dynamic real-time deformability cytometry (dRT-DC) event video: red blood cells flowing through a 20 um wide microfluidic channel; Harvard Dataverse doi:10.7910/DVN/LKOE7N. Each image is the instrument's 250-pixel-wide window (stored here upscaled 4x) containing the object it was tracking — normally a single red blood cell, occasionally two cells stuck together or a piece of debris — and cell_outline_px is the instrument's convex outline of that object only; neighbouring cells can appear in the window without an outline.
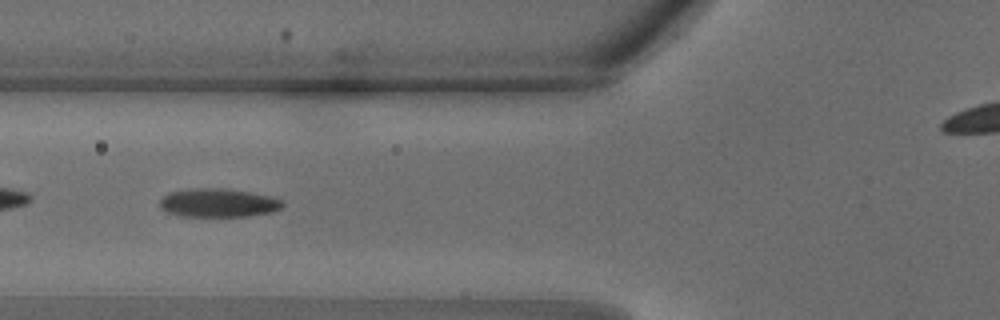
{"species": "common noctule bat (a hibernating species)", "species_latin": "Nyctalus noctula", "temperature_condition": "warm", "stored_images_in_passage": 30, "camera_frame_rate_fps": 3000, "um_per_image_px": 0.085, "animal": {"sex": "male", "body_mass_g": 18.8}, "frame": {"image": 1, "passage_image": 9, "time_ms": 2.667, "image_size_px": [1000, 320], "cell_outline_px": [[284, 204], [280, 208], [272, 212], [248, 216], [180, 216], [168, 212], [160, 208], [160, 200], [168, 192], [192, 188], [224, 188], [272, 196], [284, 200]], "centroid_in_image_um": [18.56, 17.23], "position_along_channel_um": 107.2, "area_um2": 20.52}}
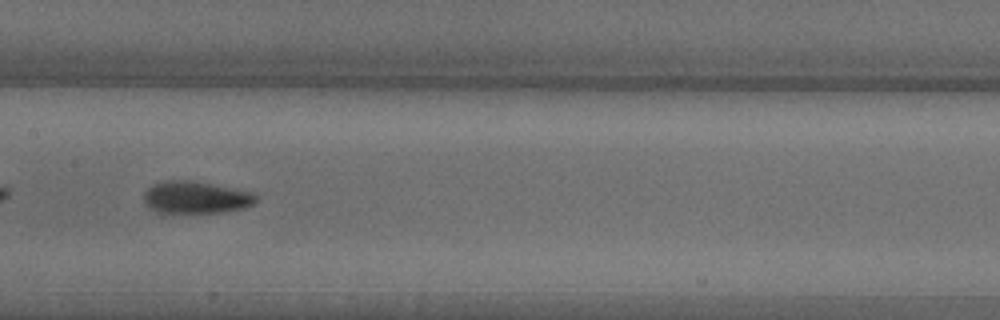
{"frame": {"image": 2, "passage_image": 13, "time_ms": 4.0, "image_size_px": [1000, 320], "cell_outline_px": [[256, 200], [252, 204], [244, 208], [224, 212], [156, 212], [144, 204], [144, 192], [152, 184], [164, 180], [192, 180], [236, 188], [256, 192]], "centroid_in_image_um": [16.65, 16.76], "position_along_channel_um": 190.8, "area_um2": 21.27}}
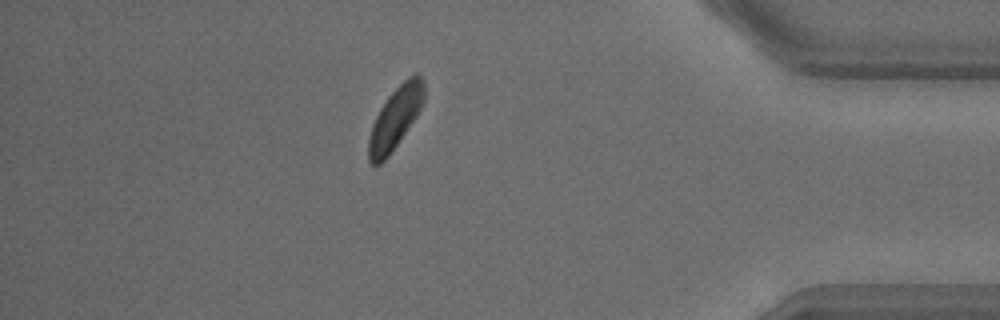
{"frame": {"image": 3, "passage_image": 30, "time_ms": 9.667, "image_size_px": [1000, 320], "cell_outline_px": [[424, 100], [416, 116], [388, 156], [380, 164], [372, 164], [368, 160], [368, 140], [372, 124], [380, 108], [388, 96], [408, 76], [416, 72], [424, 80]], "centroid_in_image_um": [33.59, 10.01], "position_along_channel_um": 401.6, "area_um2": 19.65}}